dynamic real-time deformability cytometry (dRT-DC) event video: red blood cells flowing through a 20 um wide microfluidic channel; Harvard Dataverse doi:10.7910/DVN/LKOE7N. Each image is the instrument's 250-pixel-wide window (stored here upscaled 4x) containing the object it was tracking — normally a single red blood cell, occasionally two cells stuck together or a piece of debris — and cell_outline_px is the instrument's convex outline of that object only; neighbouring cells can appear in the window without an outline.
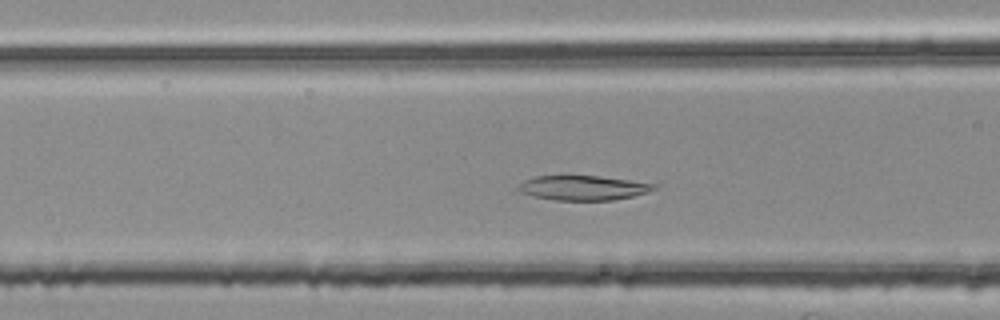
{"species": "common noctule bat (a hibernating species)", "species_latin": "Nyctalus noctula", "temperature_condition": "room temperature", "stored_images_in_passage": 44, "camera_frame_rate_fps": 3000, "um_per_image_px": 0.085, "animal": {"sex": "female", "body_mass_g": 25.1}, "frame": {"image": 1, "passage_image": 16, "time_ms": 5.0, "image_size_px": [1000, 320], "cell_outline_px": [[656, 188], [648, 192], [632, 196], [612, 200], [552, 200], [532, 196], [520, 192], [516, 188], [524, 180], [536, 176], [560, 172], [600, 176], [656, 184]], "centroid_in_image_um": [49.46, 15.92], "position_along_channel_um": 117.1, "area_um2": 20.29}}
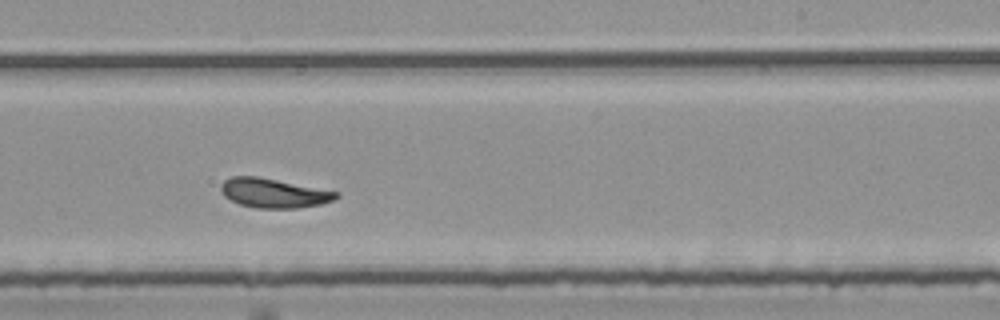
{"frame": {"image": 2, "passage_image": 28, "time_ms": 9.0, "image_size_px": [1000, 320], "cell_outline_px": [[340, 196], [332, 200], [320, 204], [296, 208], [256, 208], [240, 204], [224, 196], [220, 188], [220, 184], [224, 180], [232, 176], [256, 176], [340, 192]], "centroid_in_image_um": [23.25, 16.41], "position_along_channel_um": 265.8, "area_um2": 19.54}}
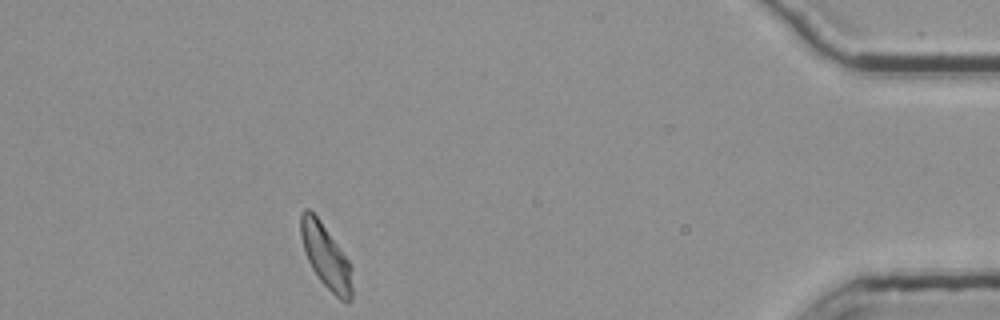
{"frame": {"image": 3, "passage_image": 44, "time_ms": 14.333, "image_size_px": [1000, 320], "cell_outline_px": [[352, 300], [348, 304], [340, 300], [320, 280], [312, 268], [308, 260], [300, 236], [300, 212], [304, 208], [308, 208], [316, 216], [340, 248], [348, 260], [352, 268]], "centroid_in_image_um": [27.71, 21.82], "position_along_channel_um": 407.5, "area_um2": 19.02}, "authors_computed_cell_mechanics": {"area_um2": 19.7387, "velocity_mm_per_s": 3.7262, "shape_relaxation_time_tau1_ms": 11.3265, "shape_relaxation_time_tau2_ms": 3.8523, "deformation_change_tau1": 0.1909, "deformation_change_tau2": 0.1038}}